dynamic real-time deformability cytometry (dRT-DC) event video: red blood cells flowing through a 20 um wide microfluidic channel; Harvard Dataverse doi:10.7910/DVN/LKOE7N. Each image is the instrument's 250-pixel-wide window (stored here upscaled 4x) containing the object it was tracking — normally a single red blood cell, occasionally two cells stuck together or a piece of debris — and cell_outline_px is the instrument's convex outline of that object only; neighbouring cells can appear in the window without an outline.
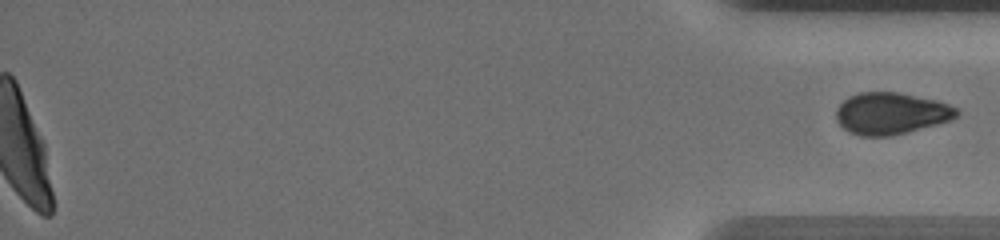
{"species": "human", "species_latin": "Homo sapiens", "temperature_condition": "warm", "stored_images_in_passage": 53, "segment_of_instrument_passage": [2, 2], "camera_frame_rate_fps": 3000, "um_per_image_px": 0.085, "donor": {"sex": "male"}, "frame": {"image": 1, "passage_image": 53, "time_ms": 17.333, "image_size_px": [1000, 240], "cell_outline_px": [[960, 112], [952, 120], [888, 136], [860, 136], [848, 132], [836, 120], [836, 108], [848, 96], [860, 92], [896, 92], [936, 100], [960, 108]], "centroid_in_image_um": [75.72, 9.63], "position_along_channel_um": 359.5, "area_um2": 29.25}}